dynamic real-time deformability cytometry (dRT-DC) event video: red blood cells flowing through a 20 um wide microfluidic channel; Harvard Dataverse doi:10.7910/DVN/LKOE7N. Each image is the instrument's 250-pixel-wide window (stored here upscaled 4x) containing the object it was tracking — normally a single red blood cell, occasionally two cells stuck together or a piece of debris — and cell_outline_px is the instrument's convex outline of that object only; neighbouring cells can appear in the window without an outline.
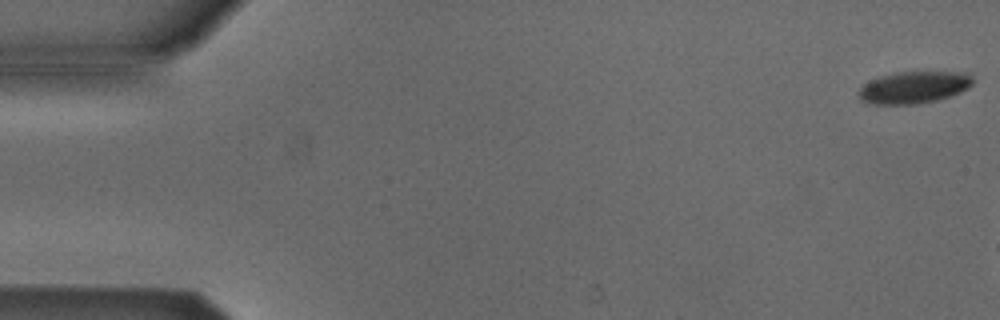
{"species": "Egyptian fruit bat (a non-hibernating species)", "species_latin": "Rousettus aegyptiacus", "temperature_condition": "cold", "stored_images_in_passage": 8, "camera_frame_rate_fps": 3000, "um_per_image_px": 0.085, "animal": {"sex": "male"}, "frame": {"image": 1, "passage_image": 1, "time_ms": 0.0, "image_size_px": [1000, 320], "cell_outline_px": [[972, 84], [968, 88], [948, 96], [936, 100], [916, 104], [876, 104], [860, 100], [860, 88], [864, 84], [880, 76], [896, 72], [964, 72], [972, 76]], "centroid_in_image_um": [77.68, 7.42], "position_along_channel_um": 7.3, "area_um2": 20.92}}